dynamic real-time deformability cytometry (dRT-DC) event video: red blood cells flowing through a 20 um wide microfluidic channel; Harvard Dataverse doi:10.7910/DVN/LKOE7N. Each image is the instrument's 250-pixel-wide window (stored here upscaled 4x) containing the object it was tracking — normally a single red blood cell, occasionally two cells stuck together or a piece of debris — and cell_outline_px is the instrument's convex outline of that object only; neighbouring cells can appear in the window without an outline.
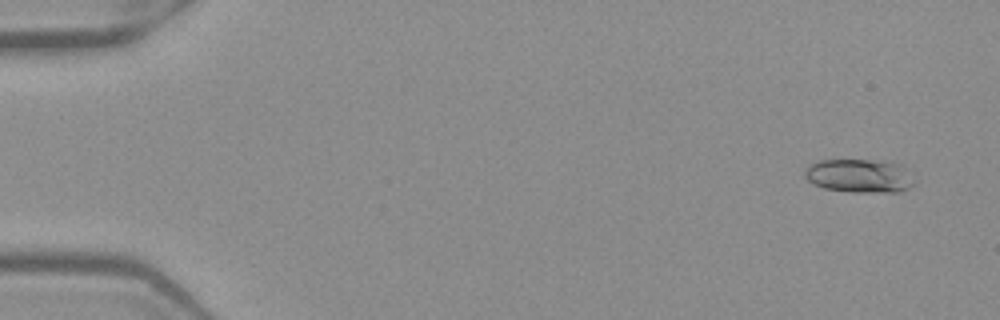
{"species": "Egyptian fruit bat (a non-hibernating species)", "species_latin": "Rousettus aegyptiacus", "temperature_condition": "warm", "stored_images_in_passage": 52, "camera_frame_rate_fps": 3000, "um_per_image_px": 0.085, "frame": {"image": 1, "passage_image": 3, "time_ms": 0.667, "image_size_px": [1000, 320], "cell_outline_px": [[916, 180], [908, 188], [900, 192], [852, 192], [824, 188], [808, 180], [804, 176], [804, 168], [808, 164], [820, 160], [872, 160], [904, 164]], "centroid_in_image_um": [73.08, 14.93], "position_along_channel_um": 11.9, "area_um2": 21.73}}
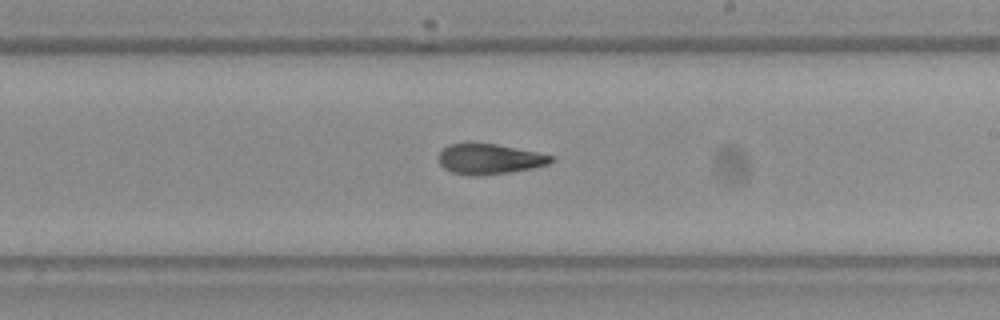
{"frame": {"image": 2, "passage_image": 31, "time_ms": 10.0, "image_size_px": [1000, 320], "cell_outline_px": [[556, 160], [548, 164], [532, 168], [508, 172], [476, 176], [452, 172], [444, 168], [440, 164], [436, 156], [448, 144], [496, 144], [536, 152], [552, 156]], "centroid_in_image_um": [41.58, 13.52], "position_along_channel_um": 247.4, "area_um2": 19.59}}
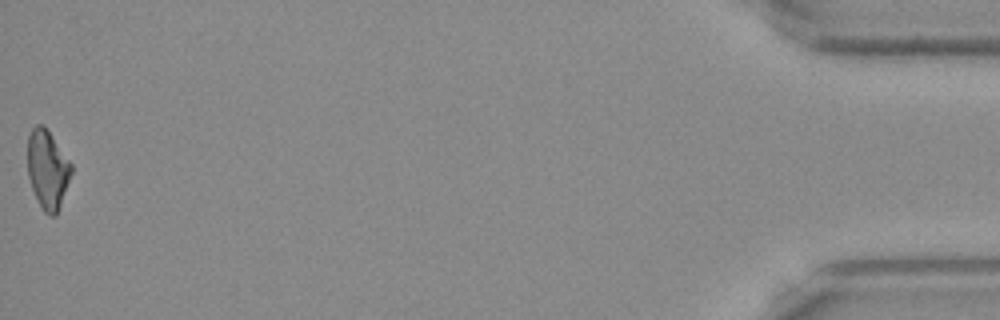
{"frame": {"image": 3, "passage_image": 52, "time_ms": 17.0, "image_size_px": [1000, 320], "cell_outline_px": [[72, 172], [56, 216], [52, 216], [44, 212], [32, 188], [28, 176], [28, 136], [32, 128], [36, 124], [44, 124], [72, 164]], "centroid_in_image_um": [4.04, 14.37], "position_along_channel_um": 431.2, "area_um2": 19.88}, "authors_computed_cell_mechanics": {"area_um2": 20.1433, "velocity_mm_per_s": 3.9686, "shape_relaxation_time_tau1_ms": null, "shape_relaxation_time_tau2_ms": 3.2256, "deformation_change_tau1": null, "deformation_change_tau2": 0.1074}}